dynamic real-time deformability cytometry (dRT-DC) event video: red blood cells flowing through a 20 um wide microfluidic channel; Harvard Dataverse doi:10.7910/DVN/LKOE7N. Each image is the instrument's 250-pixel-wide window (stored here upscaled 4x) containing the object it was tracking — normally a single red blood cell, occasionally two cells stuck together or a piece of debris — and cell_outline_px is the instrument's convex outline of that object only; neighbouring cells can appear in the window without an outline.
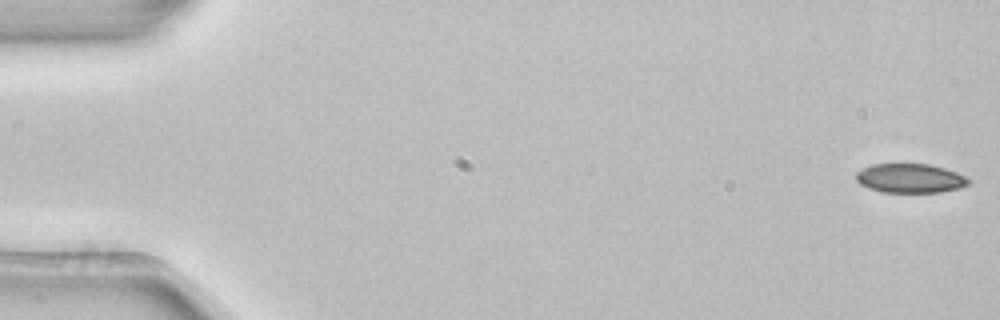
{"species": "common noctule bat (a hibernating species)", "species_latin": "Nyctalus noctula", "temperature_condition": "room temperature", "stored_images_in_passage": 53, "camera_frame_rate_fps": 3000, "um_per_image_px": 0.085, "animal": {"sex": "female", "body_mass_g": 22.7, "forearm_length_mm": 54.2}, "frame": {"image": 1, "passage_image": 1, "time_ms": 0.0, "image_size_px": [1000, 320], "cell_outline_px": [[972, 184], [960, 188], [940, 192], [884, 192], [868, 188], [860, 184], [856, 180], [856, 172], [872, 164], [928, 164], [944, 168], [968, 176], [972, 180]], "centroid_in_image_um": [77.42, 15.16], "position_along_channel_um": 7.6, "area_um2": 19.31}}
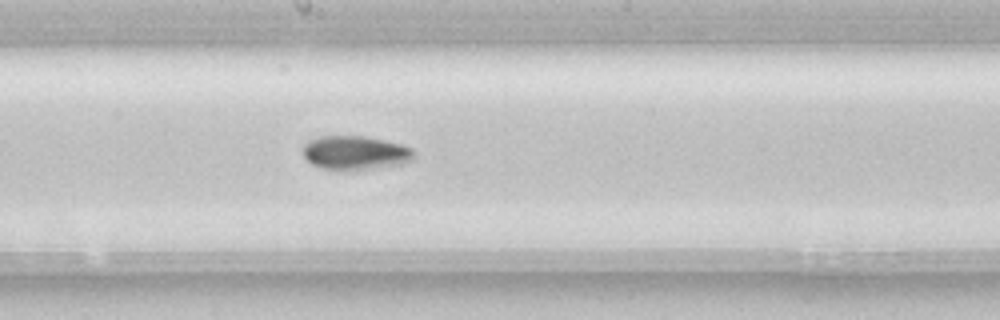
{"frame": {"image": 2, "passage_image": 29, "time_ms": 9.333, "image_size_px": [1000, 320], "cell_outline_px": [[416, 160], [400, 164], [380, 168], [356, 172], [340, 172], [320, 168], [312, 164], [304, 156], [304, 144], [308, 140], [320, 136], [364, 136], [384, 140], [400, 144], [412, 148], [416, 152]], "centroid_in_image_um": [30.24, 13.03], "position_along_channel_um": 218.0, "area_um2": 22.83}}
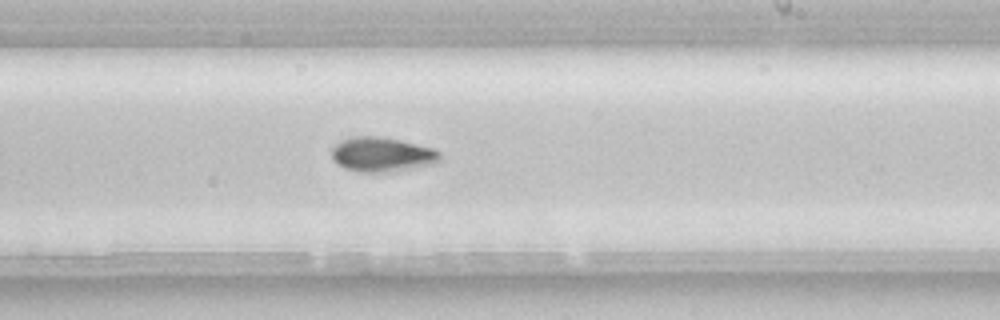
{"frame": {"image": 3, "passage_image": 32, "time_ms": 10.333, "image_size_px": [1000, 320], "cell_outline_px": [[440, 160], [436, 164], [392, 172], [356, 172], [344, 168], [336, 164], [332, 160], [332, 148], [340, 140], [352, 136], [376, 136], [400, 140], [436, 148], [440, 152]], "centroid_in_image_um": [32.48, 13.14], "position_along_channel_um": 256.5, "area_um2": 22.25}, "authors_computed_cell_mechanics": {"area_um2": 20.7502, "velocity_mm_per_s": 3.8777, "shape_relaxation_time_tau1_ms": 3.1143, "shape_relaxation_time_tau2_ms": null, "deformation_change_tau1": 0.0984, "deformation_change_tau2": null}}